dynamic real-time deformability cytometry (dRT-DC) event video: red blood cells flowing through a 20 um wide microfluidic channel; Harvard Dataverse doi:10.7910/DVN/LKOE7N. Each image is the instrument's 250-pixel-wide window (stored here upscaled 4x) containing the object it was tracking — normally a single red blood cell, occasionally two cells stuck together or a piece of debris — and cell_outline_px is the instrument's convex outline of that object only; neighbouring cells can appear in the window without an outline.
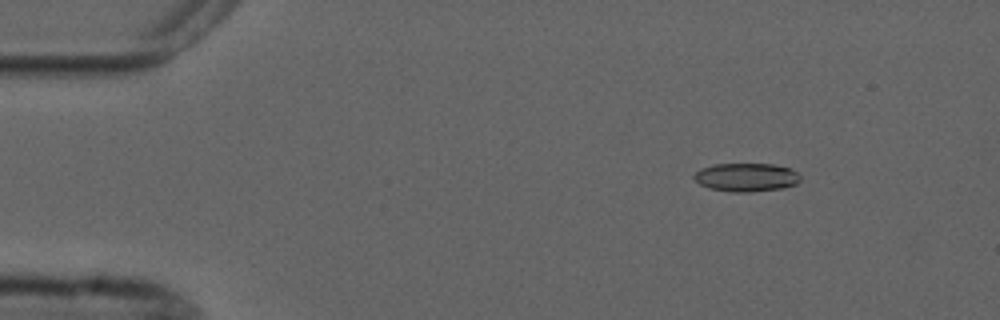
{"species": "common noctule bat (a hibernating species)", "species_latin": "Nyctalus noctula", "temperature_condition": "cold", "stored_images_in_passage": 5, "camera_frame_rate_fps": 3000, "um_per_image_px": 0.085, "animal": {"sex": "male", "forearm_length_mm": 52.5}, "frame": {"image": 1, "passage_image": 1, "time_ms": 0.0, "image_size_px": [1000, 320], "cell_outline_px": [[800, 180], [796, 184], [784, 188], [752, 192], [732, 192], [708, 188], [700, 184], [692, 176], [700, 168], [716, 164], [772, 164], [792, 168], [800, 176]], "centroid_in_image_um": [63.44, 15.07], "position_along_channel_um": 21.6, "area_um2": 17.74}}
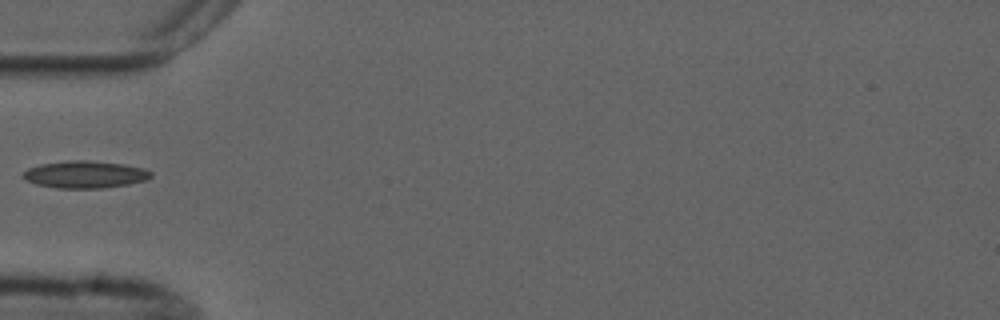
{"frame": {"image": 2, "passage_image": 4, "time_ms": 3.667, "image_size_px": [1000, 320], "cell_outline_px": [[152, 176], [148, 180], [128, 184], [100, 188], [56, 188], [36, 184], [24, 180], [20, 176], [28, 168], [40, 164], [68, 160], [88, 160], [124, 164], [144, 168], [152, 172]], "centroid_in_image_um": [7.21, 14.82], "position_along_channel_um": 77.8, "area_um2": 20.46}}
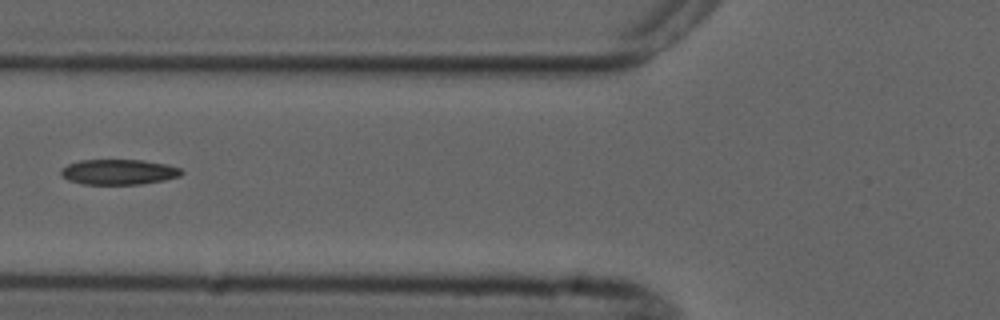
{"frame": {"image": 3, "passage_image": 5, "time_ms": 4.667, "image_size_px": [1000, 320], "cell_outline_px": [[184, 172], [180, 176], [164, 180], [140, 184], [80, 184], [68, 180], [60, 172], [60, 168], [68, 164], [80, 160], [144, 160], [168, 164], [180, 168]], "centroid_in_image_um": [10.1, 14.61], "position_along_channel_um": 115.7, "area_um2": 17.86}}